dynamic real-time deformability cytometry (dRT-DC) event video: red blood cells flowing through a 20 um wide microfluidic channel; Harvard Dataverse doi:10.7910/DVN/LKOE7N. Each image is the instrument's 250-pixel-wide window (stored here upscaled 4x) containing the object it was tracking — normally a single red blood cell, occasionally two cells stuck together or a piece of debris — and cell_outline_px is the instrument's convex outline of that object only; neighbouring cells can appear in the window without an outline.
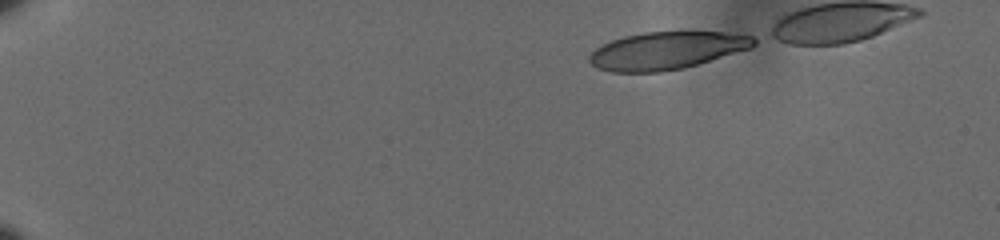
{"species": "human", "species_latin": "Homo sapiens", "temperature_condition": "cold", "stored_images_in_passage": 47, "camera_frame_rate_fps": 3000, "um_per_image_px": 0.085, "donor": {"sex": "male"}, "frame": {"image": 1, "passage_image": 1, "time_ms": 0.0, "image_size_px": [1000, 240], "cell_outline_px": [[756, 44], [752, 48], [684, 68], [660, 72], [612, 72], [596, 68], [588, 60], [588, 56], [596, 48], [612, 40], [624, 36], [644, 32], [724, 32], [752, 36], [756, 40]], "centroid_in_image_um": [56.66, 4.3], "position_along_channel_um": 28.3, "area_um2": 35.95}}
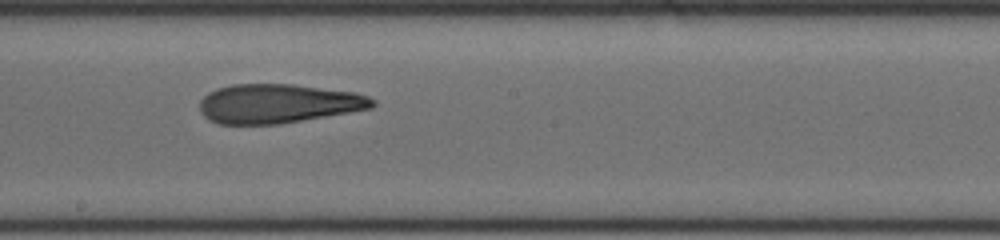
{"frame": {"image": 2, "passage_image": 27, "time_ms": 8.667, "image_size_px": [1000, 240], "cell_outline_px": [[376, 104], [372, 108], [276, 124], [220, 124], [208, 120], [200, 112], [200, 100], [208, 92], [216, 88], [232, 84], [292, 84], [352, 92], [368, 96], [376, 100]], "centroid_in_image_um": [23.59, 8.8], "position_along_channel_um": 224.6, "area_um2": 39.19}}
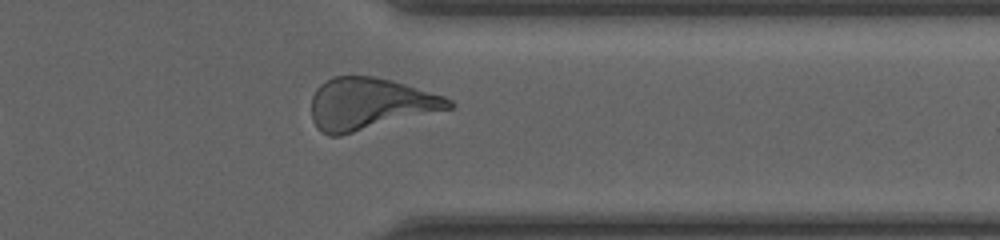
{"frame": {"image": 3, "passage_image": 40, "time_ms": 13.0, "image_size_px": [1000, 240], "cell_outline_px": [[456, 104], [452, 108], [340, 136], [328, 136], [320, 132], [316, 128], [312, 120], [312, 96], [316, 88], [320, 84], [332, 76], [372, 76], [392, 80], [444, 96], [452, 100]], "centroid_in_image_um": [31.4, 8.83], "position_along_channel_um": 380.0, "area_um2": 41.67}}